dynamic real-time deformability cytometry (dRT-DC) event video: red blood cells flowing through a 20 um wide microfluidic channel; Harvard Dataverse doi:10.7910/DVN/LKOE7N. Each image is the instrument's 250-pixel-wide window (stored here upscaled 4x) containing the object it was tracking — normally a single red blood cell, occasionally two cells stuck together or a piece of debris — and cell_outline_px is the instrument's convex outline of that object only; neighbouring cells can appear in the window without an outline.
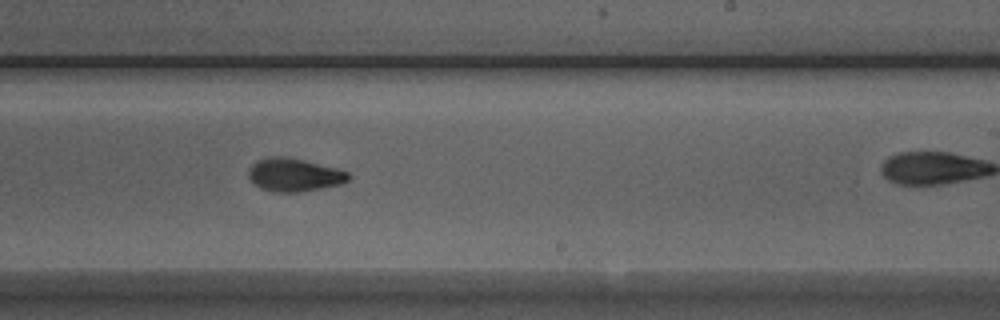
{"species": "Egyptian fruit bat (a non-hibernating species)", "species_latin": "Rousettus aegyptiacus", "temperature_condition": "room temperature", "stored_images_in_passage": 22, "camera_frame_rate_fps": 3000, "um_per_image_px": 0.085, "animal": {"sex": "male"}, "frame": {"image": 1, "passage_image": 16, "time_ms": 5.0, "image_size_px": [1000, 320], "cell_outline_px": [[352, 176], [348, 180], [340, 184], [300, 192], [272, 192], [260, 188], [248, 176], [248, 172], [252, 164], [256, 160], [268, 156], [284, 156], [304, 160], [336, 168], [348, 172]], "centroid_in_image_um": [24.99, 14.85], "position_along_channel_um": 264.0, "area_um2": 19.31}}